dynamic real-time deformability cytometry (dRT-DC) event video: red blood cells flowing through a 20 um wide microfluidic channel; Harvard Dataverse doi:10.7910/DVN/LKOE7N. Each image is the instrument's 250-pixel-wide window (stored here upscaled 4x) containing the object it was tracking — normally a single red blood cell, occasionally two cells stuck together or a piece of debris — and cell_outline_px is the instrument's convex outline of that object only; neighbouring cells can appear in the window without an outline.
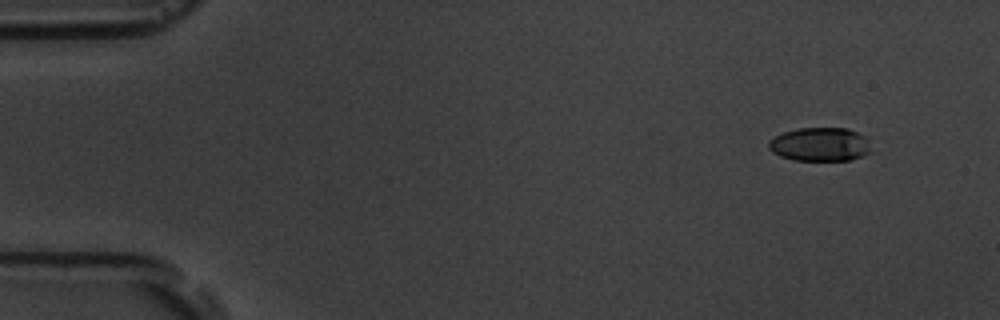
{"species": "common noctule bat (a hibernating species)", "species_latin": "Nyctalus noctula", "temperature_condition": "room temperature", "stored_images_in_passage": 4, "camera_frame_rate_fps": 3000, "um_per_image_px": 0.085, "animal": {"sex": "male", "body_mass_g": 19.5, "forearm_length_mm": 54.6}, "frame": {"image": 1, "passage_image": 1, "time_ms": 0.0, "image_size_px": [1000, 320], "cell_outline_px": [[872, 152], [848, 160], [792, 160], [780, 156], [772, 152], [768, 148], [768, 140], [784, 132], [800, 128], [848, 128], [864, 136]], "centroid_in_image_um": [69.66, 12.27], "position_along_channel_um": 15.3, "area_um2": 20.0}}
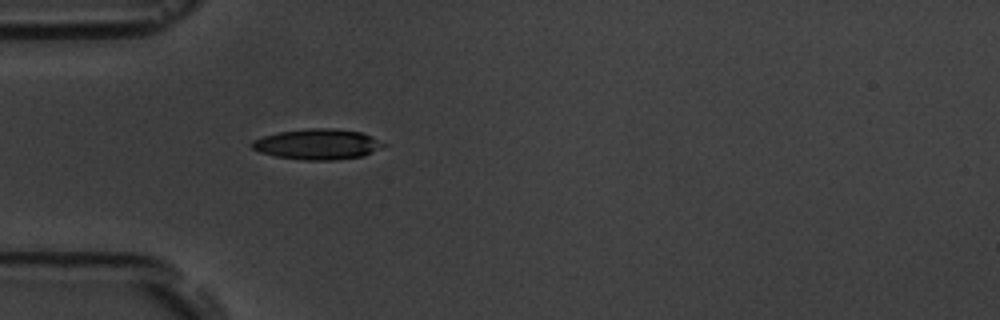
{"frame": {"image": 2, "passage_image": 4, "time_ms": 4.0, "image_size_px": [1000, 320], "cell_outline_px": [[388, 144], [364, 156], [332, 160], [304, 160], [276, 156], [260, 152], [252, 148], [248, 144], [252, 140], [264, 136], [280, 132], [308, 128], [332, 128], [360, 132], [372, 136]], "centroid_in_image_um": [26.99, 12.26], "position_along_channel_um": 58.0, "area_um2": 23.41}}